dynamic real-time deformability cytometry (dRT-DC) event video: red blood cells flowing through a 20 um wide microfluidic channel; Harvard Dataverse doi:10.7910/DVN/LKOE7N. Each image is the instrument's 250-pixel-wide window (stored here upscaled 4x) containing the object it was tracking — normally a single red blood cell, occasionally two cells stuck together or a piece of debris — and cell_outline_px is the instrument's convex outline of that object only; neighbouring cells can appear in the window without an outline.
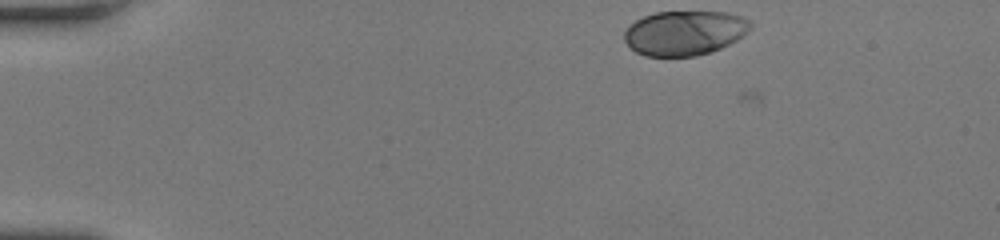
{"species": "human", "species_latin": "Homo sapiens", "temperature_condition": "room temperature", "stored_images_in_passage": 35, "camera_frame_rate_fps": 3000, "um_per_image_px": 0.085, "donor": {"sex": "female"}, "frame": {"image": 1, "passage_image": 1, "time_ms": 0.0, "image_size_px": [1000, 240], "cell_outline_px": [[752, 28], [736, 40], [712, 52], [696, 56], [644, 56], [636, 52], [624, 40], [624, 32], [636, 20], [644, 16], [656, 12], [728, 12], [752, 20]], "centroid_in_image_um": [58.22, 2.8], "position_along_channel_um": 26.8, "area_um2": 32.77}}
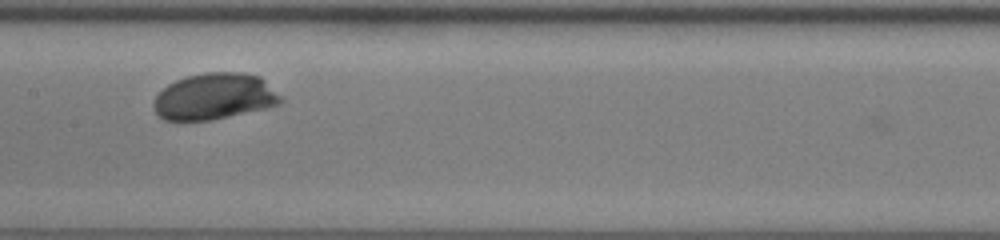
{"frame": {"image": 2, "passage_image": 20, "time_ms": 6.333, "image_size_px": [1000, 240], "cell_outline_px": [[284, 100], [280, 104], [268, 108], [212, 120], [164, 120], [156, 116], [152, 104], [156, 96], [168, 84], [176, 80], [188, 76], [204, 72], [244, 72], [260, 76]], "centroid_in_image_um": [18.22, 8.21], "position_along_channel_um": 189.2, "area_um2": 34.51}}
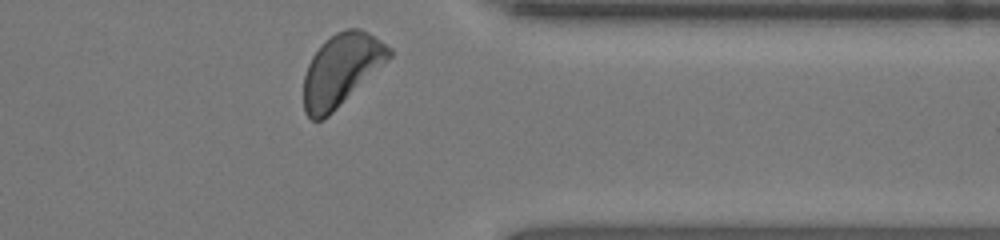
{"frame": {"image": 3, "passage_image": 35, "time_ms": 11.333, "image_size_px": [1000, 240], "cell_outline_px": [[392, 56], [388, 60], [324, 120], [312, 120], [304, 112], [304, 76], [308, 64], [312, 56], [320, 44], [336, 32], [344, 28], [360, 28], [368, 32], [392, 48]], "centroid_in_image_um": [29.0, 5.92], "position_along_channel_um": 382.4, "area_um2": 35.72}, "authors_computed_cell_mechanics": {"area_um2": 33.1772, "velocity_mm_per_s": 3.977, "shape_relaxation_time_tau1_ms": 1.9458, "shape_relaxation_time_tau2_ms": null, "deformation_change_tau1": 0.1226, "deformation_change_tau2": null}}